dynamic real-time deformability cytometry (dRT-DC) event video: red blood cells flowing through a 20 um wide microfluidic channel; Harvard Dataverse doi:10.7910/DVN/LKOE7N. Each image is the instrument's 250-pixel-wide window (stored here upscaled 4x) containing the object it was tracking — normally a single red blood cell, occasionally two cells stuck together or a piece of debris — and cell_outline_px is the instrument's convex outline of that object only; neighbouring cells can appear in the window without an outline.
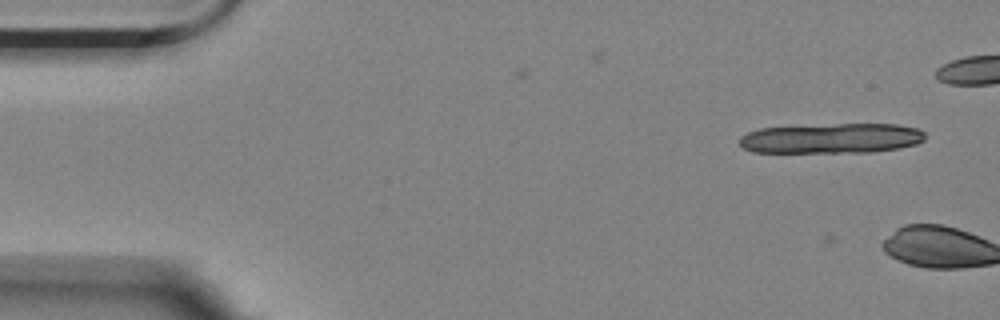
{"species": "Egyptian fruit bat (a non-hibernating species)", "species_latin": "Rousettus aegyptiacus", "temperature_condition": "room temperature", "stored_images_in_passage": 3, "camera_frame_rate_fps": 3000, "um_per_image_px": 0.085, "animal": {"sex": "female"}, "frame": {"image": 1, "passage_image": 3, "time_ms": 0.667, "image_size_px": [1000, 320], "cell_outline_px": [[924, 140], [916, 144], [900, 148], [872, 152], [752, 152], [744, 148], [740, 144], [740, 136], [748, 132], [760, 128], [836, 124], [896, 124], [920, 128], [924, 132]], "centroid_in_image_um": [70.71, 11.76], "position_along_channel_um": 14.3, "area_um2": 32.54}}